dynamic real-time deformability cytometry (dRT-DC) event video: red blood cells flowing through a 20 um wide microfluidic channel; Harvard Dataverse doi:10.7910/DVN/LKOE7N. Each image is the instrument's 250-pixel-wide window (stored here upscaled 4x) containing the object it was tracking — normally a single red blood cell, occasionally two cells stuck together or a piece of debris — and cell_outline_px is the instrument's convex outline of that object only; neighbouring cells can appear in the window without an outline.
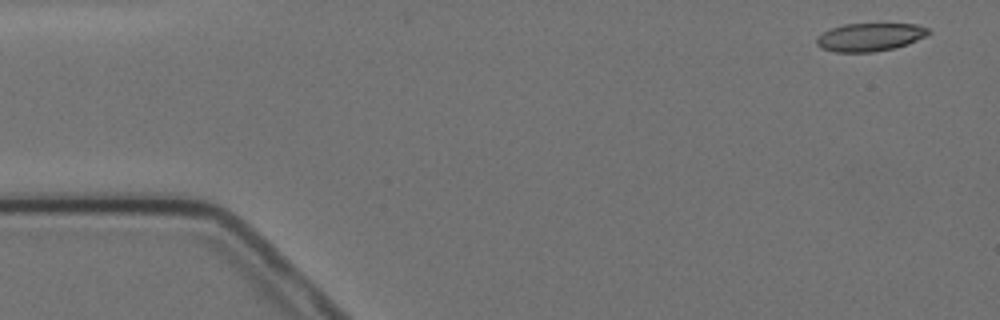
{"species": "Egyptian fruit bat (a non-hibernating species)", "species_latin": "Rousettus aegyptiacus", "temperature_condition": "cold", "stored_images_in_passage": 5, "segment_of_instrument_passage": [1, 2], "camera_frame_rate_fps": 3000, "um_per_image_px": 0.085, "animal": {"sex": "female"}, "frame": {"image": 1, "passage_image": 1, "time_ms": 0.0, "image_size_px": [1000, 320], "cell_outline_px": [[932, 32], [928, 36], [908, 44], [892, 48], [872, 52], [836, 52], [820, 48], [816, 44], [816, 36], [832, 28], [844, 24], [916, 24], [928, 28]], "centroid_in_image_um": [73.95, 3.15], "position_along_channel_um": 11.0, "area_um2": 18.38}}
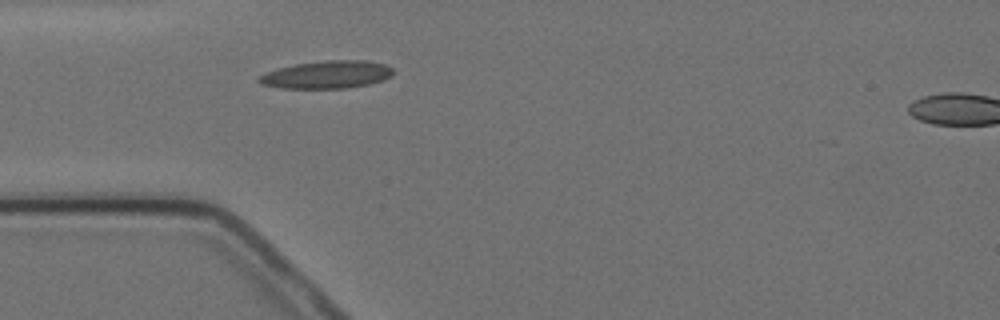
{"frame": {"image": 2, "passage_image": 4, "time_ms": 4.333, "image_size_px": [1000, 320], "cell_outline_px": [[392, 76], [384, 80], [368, 84], [348, 88], [280, 88], [260, 84], [256, 80], [260, 76], [268, 72], [280, 68], [296, 64], [324, 60], [364, 60], [384, 64], [392, 68]], "centroid_in_image_um": [27.8, 6.35], "position_along_channel_um": 57.2, "area_um2": 21.56}}